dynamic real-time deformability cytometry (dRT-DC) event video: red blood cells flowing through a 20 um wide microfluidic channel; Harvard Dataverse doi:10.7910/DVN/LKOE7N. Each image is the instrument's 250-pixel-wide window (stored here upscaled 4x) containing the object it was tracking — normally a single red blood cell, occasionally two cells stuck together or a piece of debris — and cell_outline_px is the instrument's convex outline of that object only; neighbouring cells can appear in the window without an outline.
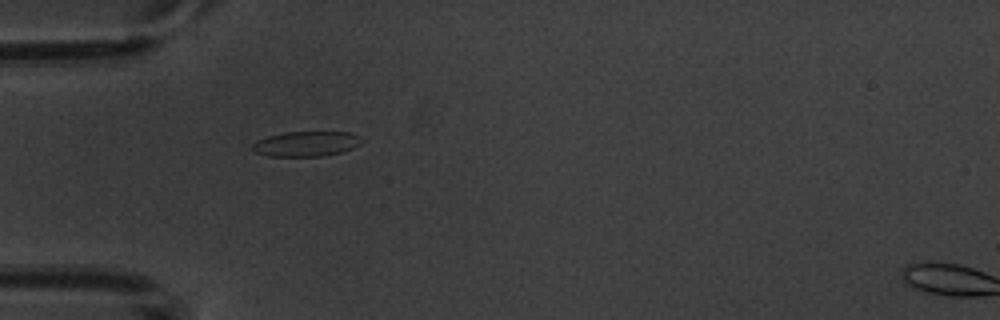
{"species": "common noctule bat (a hibernating species)", "species_latin": "Nyctalus noctula", "temperature_condition": "warm", "stored_images_in_passage": 2, "camera_frame_rate_fps": 3000, "um_per_image_px": 0.085, "animal": {"sex": "male", "body_mass_g": 20.1, "forearm_length_mm": 53.5}, "frame": {"image": 1, "passage_image": 1, "time_ms": 0.0, "image_size_px": [1000, 320], "cell_outline_px": [[364, 140], [360, 144], [352, 148], [340, 152], [320, 156], [268, 156], [252, 152], [252, 144], [256, 140], [268, 136], [284, 132], [352, 132]], "centroid_in_image_um": [25.99, 12.22], "position_along_channel_um": 59.0, "area_um2": 16.01}}